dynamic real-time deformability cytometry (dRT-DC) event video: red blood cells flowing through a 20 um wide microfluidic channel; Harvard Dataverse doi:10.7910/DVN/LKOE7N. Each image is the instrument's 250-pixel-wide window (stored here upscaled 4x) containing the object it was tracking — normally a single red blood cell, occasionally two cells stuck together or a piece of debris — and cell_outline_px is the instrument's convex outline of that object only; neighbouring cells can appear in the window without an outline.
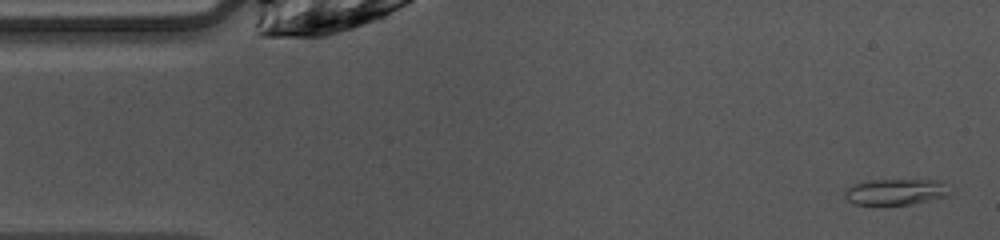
{"species": "common noctule bat (a hibernating species)", "species_latin": "Nyctalus noctula", "temperature_condition": "warm", "stored_images_in_passage": 48, "camera_frame_rate_fps": 3000, "um_per_image_px": 0.085, "animal": {"sex": "female", "body_mass_g": 10.0, "forearm_length_mm": 53.1}, "frame": {"image": 1, "passage_image": 2, "time_ms": 0.333, "image_size_px": [1000, 240], "cell_outline_px": [[952, 192], [948, 196], [912, 204], [856, 204], [848, 200], [844, 196], [844, 192], [852, 184], [868, 180], [936, 180]], "centroid_in_image_um": [76.11, 16.3], "position_along_channel_um": 8.9, "area_um2": 15.72}}
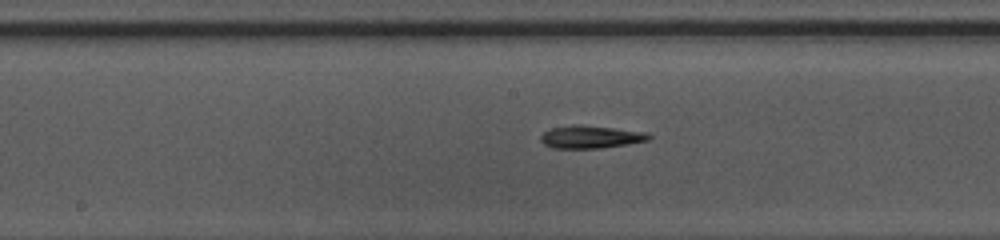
{"frame": {"image": 2, "passage_image": 23, "time_ms": 7.333, "image_size_px": [1000, 240], "cell_outline_px": [[652, 136], [648, 140], [628, 144], [600, 148], [552, 148], [544, 144], [540, 140], [540, 136], [544, 132], [552, 128], [572, 124], [576, 124], [648, 132]], "centroid_in_image_um": [50.2, 11.64], "position_along_channel_um": 198.0, "area_um2": 14.28}}
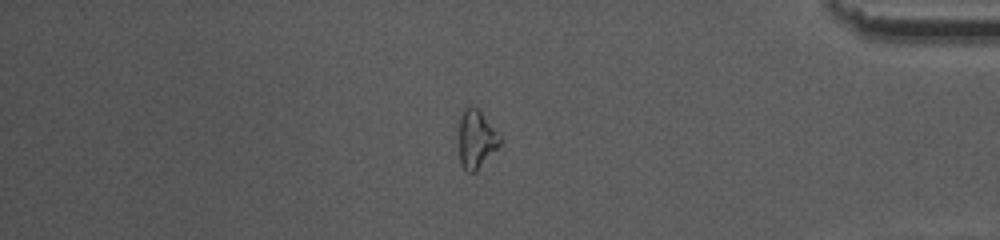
{"frame": {"image": 3, "passage_image": 40, "time_ms": 13.0, "image_size_px": [1000, 240], "cell_outline_px": [[504, 136], [500, 144], [476, 172], [468, 172], [464, 168], [460, 160], [460, 116], [464, 108], [468, 104], [472, 104], [480, 108]], "centroid_in_image_um": [40.55, 11.73], "position_along_channel_um": 394.7, "area_um2": 14.45}, "authors_computed_cell_mechanics": {"area_um2": 14.2766, "velocity_mm_per_s": 4.0609, "shape_relaxation_time_tau1_ms": 4.507, "shape_relaxation_time_tau2_ms": null, "deformation_change_tau1": 0.1763, "deformation_change_tau2": null}}